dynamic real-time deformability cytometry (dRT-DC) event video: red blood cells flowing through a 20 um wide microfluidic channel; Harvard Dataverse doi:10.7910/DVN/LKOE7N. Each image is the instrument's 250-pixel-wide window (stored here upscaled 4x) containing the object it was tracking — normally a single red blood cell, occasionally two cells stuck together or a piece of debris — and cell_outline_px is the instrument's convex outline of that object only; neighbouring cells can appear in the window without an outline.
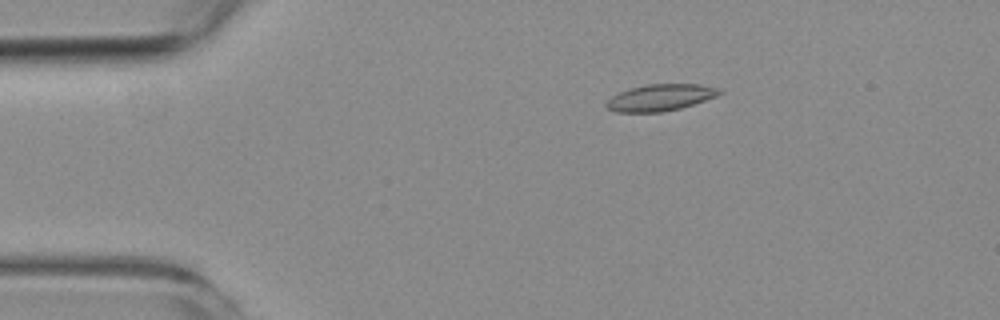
{"species": "common noctule bat (a hibernating species)", "species_latin": "Nyctalus noctula", "temperature_condition": "room temperature", "stored_images_in_passage": 7, "camera_frame_rate_fps": 3000, "um_per_image_px": 0.085, "animal": {"sex": "female", "body_mass_g": 19.3, "forearm_length_mm": 54.1}, "frame": {"image": 1, "passage_image": 3, "time_ms": 2.333, "image_size_px": [1000, 320], "cell_outline_px": [[724, 92], [716, 96], [680, 108], [660, 112], [616, 112], [608, 108], [604, 104], [612, 96], [620, 92], [644, 84], [700, 84], [720, 88]], "centroid_in_image_um": [56.14, 8.28], "position_along_channel_um": 28.9, "area_um2": 17.4}}
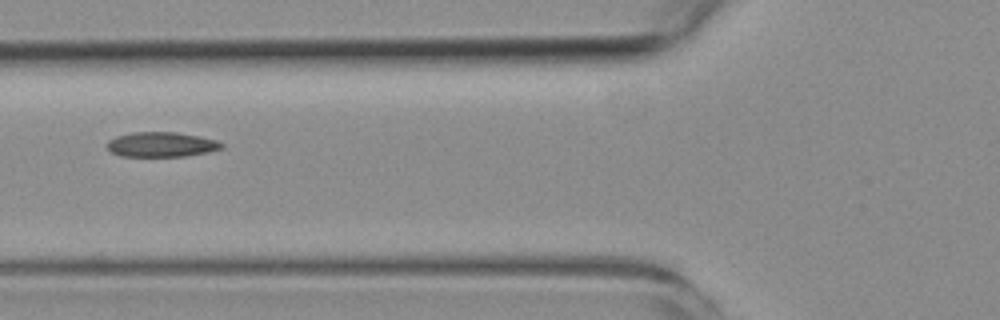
{"frame": {"image": 2, "passage_image": 6, "time_ms": 6.0, "image_size_px": [1000, 320], "cell_outline_px": [[224, 148], [208, 152], [184, 156], [120, 156], [112, 152], [104, 144], [108, 140], [116, 136], [132, 132], [176, 132], [200, 136], [216, 140], [224, 144]], "centroid_in_image_um": [13.71, 12.27], "position_along_channel_um": 112.1, "area_um2": 16.7}}
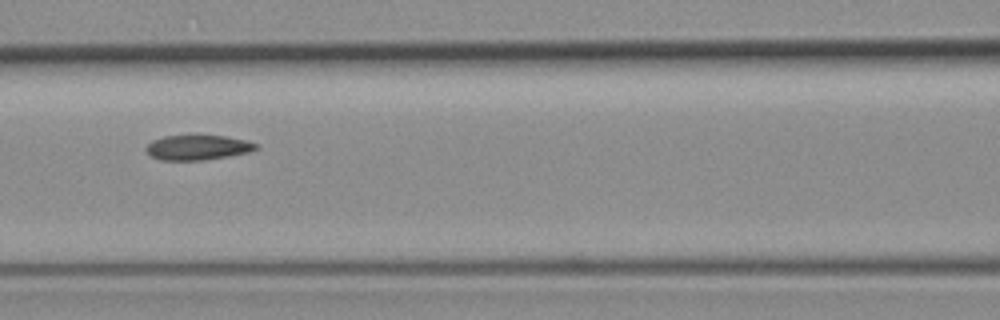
{"frame": {"image": 3, "passage_image": 7, "time_ms": 7.0, "image_size_px": [1000, 320], "cell_outline_px": [[260, 148], [248, 152], [228, 156], [200, 160], [160, 160], [148, 156], [144, 148], [152, 140], [164, 136], [196, 132], [224, 136], [248, 140], [256, 144]], "centroid_in_image_um": [16.75, 12.48], "position_along_channel_um": 149.8, "area_um2": 16.82}}